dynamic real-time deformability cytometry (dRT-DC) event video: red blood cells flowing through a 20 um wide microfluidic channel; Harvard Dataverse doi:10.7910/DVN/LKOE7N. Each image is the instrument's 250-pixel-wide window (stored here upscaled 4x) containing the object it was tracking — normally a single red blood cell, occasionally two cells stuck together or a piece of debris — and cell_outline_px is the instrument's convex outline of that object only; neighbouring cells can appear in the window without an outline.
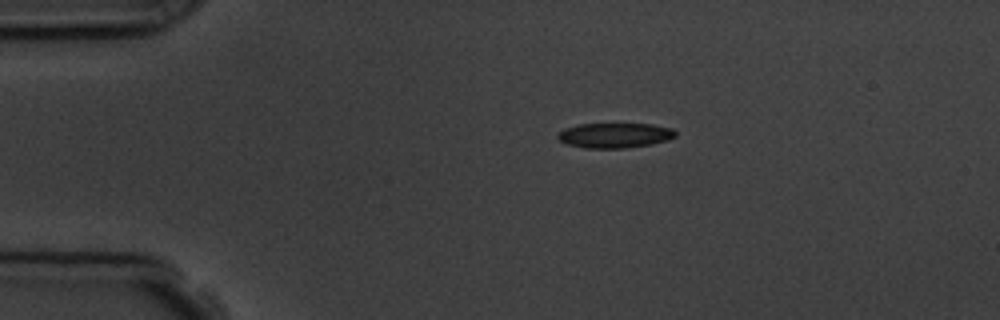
{"species": "common noctule bat (a hibernating species)", "species_latin": "Nyctalus noctula", "temperature_condition": "room temperature", "stored_images_in_passage": 3, "camera_frame_rate_fps": 3000, "um_per_image_px": 0.085, "animal": {"sex": "male", "body_mass_g": 19.5, "forearm_length_mm": 54.6}, "frame": {"image": 1, "passage_image": 1, "time_ms": 0.0, "image_size_px": [1000, 320], "cell_outline_px": [[676, 136], [668, 140], [652, 144], [624, 148], [584, 148], [568, 144], [560, 140], [556, 136], [564, 128], [580, 124], [652, 124], [672, 128], [676, 132]], "centroid_in_image_um": [52.28, 11.5], "position_along_channel_um": 32.7, "area_um2": 17.11}}
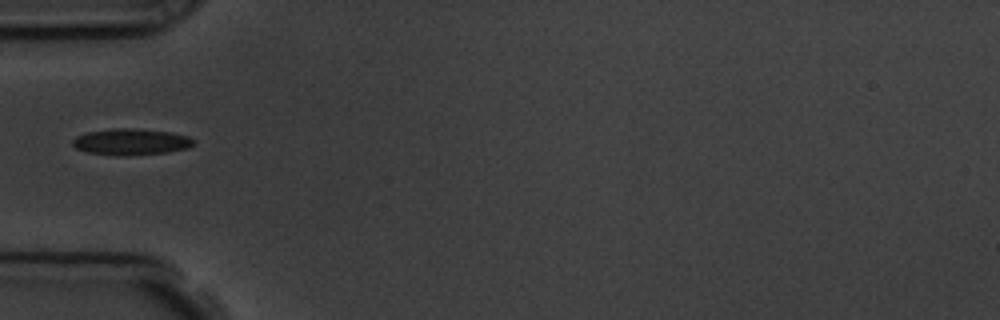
{"frame": {"image": 2, "passage_image": 3, "time_ms": 2.333, "image_size_px": [1000, 320], "cell_outline_px": [[196, 144], [188, 148], [168, 152], [124, 156], [120, 156], [88, 152], [76, 148], [72, 144], [72, 140], [76, 136], [88, 132], [112, 128], [132, 128], [172, 132], [188, 136], [196, 140]], "centroid_in_image_um": [11.18, 12.05], "position_along_channel_um": 73.8, "area_um2": 18.73}}